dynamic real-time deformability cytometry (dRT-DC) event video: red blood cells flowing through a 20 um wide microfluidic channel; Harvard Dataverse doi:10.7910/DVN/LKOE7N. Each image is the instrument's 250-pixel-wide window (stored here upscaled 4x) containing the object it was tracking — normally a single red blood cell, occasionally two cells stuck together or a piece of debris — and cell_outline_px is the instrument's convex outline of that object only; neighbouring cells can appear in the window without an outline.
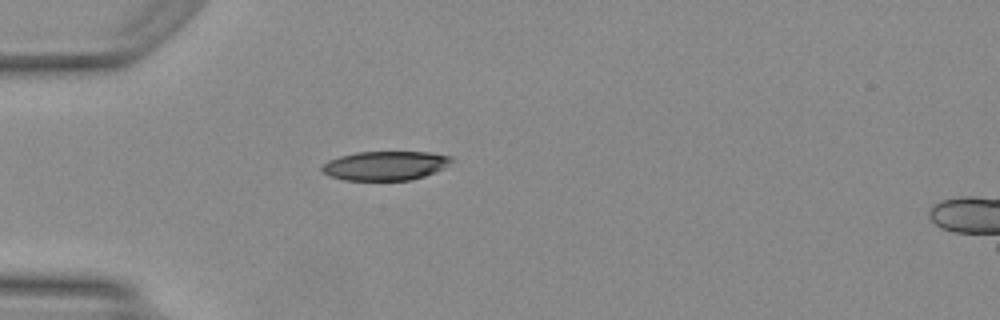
{"species": "Egyptian fruit bat (a non-hibernating species)", "species_latin": "Rousettus aegyptiacus", "temperature_condition": "warm", "stored_images_in_passage": 29, "camera_frame_rate_fps": 3000, "um_per_image_px": 0.085, "animal": {"sex": "female"}, "frame": {"image": 1, "passage_image": 1, "time_ms": 0.0, "image_size_px": [1000, 320], "cell_outline_px": [[456, 160], [444, 168], [436, 172], [412, 180], [344, 180], [328, 176], [320, 168], [328, 160], [340, 156], [356, 152], [428, 152], [452, 156]], "centroid_in_image_um": [32.79, 14.08], "position_along_channel_um": 52.2, "area_um2": 22.2}}
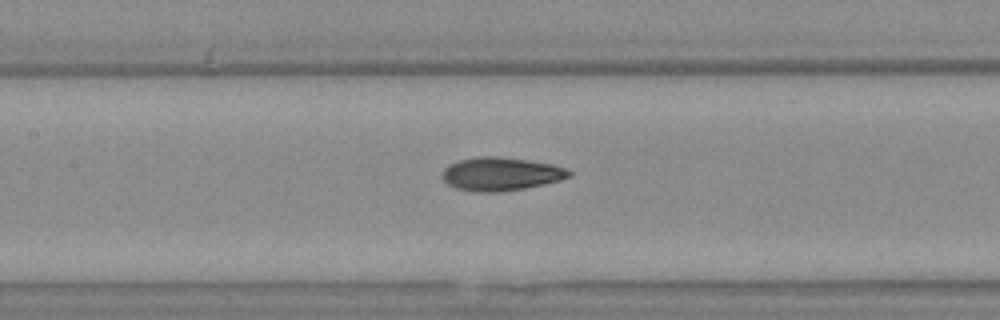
{"frame": {"image": 2, "passage_image": 10, "time_ms": 3.0, "image_size_px": [1000, 320], "cell_outline_px": [[572, 176], [560, 180], [544, 184], [524, 188], [500, 192], [476, 192], [456, 188], [448, 184], [444, 180], [444, 168], [448, 164], [460, 160], [480, 156], [496, 156], [552, 164], [564, 168], [572, 172]], "centroid_in_image_um": [42.58, 14.79], "position_along_channel_um": 164.8, "area_um2": 24.39}}
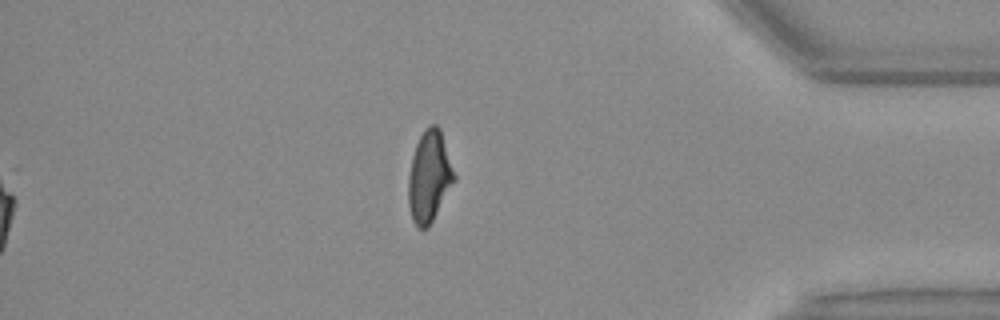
{"frame": {"image": 3, "passage_image": 29, "time_ms": 9.333, "image_size_px": [1000, 320], "cell_outline_px": [[456, 180], [428, 228], [416, 228], [412, 220], [408, 204], [408, 176], [412, 156], [416, 144], [424, 128], [428, 124], [436, 124], [440, 128], [456, 176]], "centroid_in_image_um": [36.48, 15.01], "position_along_channel_um": 398.7, "area_um2": 24.62}, "authors_computed_cell_mechanics": {"area_um2": 24.1026, "velocity_mm_per_s": 4.1887, "shape_relaxation_time_tau1_ms": 5.4893, "shape_relaxation_time_tau2_ms": 2.0221, "deformation_change_tau1": 0.2063, "deformation_change_tau2": 0.0972}}